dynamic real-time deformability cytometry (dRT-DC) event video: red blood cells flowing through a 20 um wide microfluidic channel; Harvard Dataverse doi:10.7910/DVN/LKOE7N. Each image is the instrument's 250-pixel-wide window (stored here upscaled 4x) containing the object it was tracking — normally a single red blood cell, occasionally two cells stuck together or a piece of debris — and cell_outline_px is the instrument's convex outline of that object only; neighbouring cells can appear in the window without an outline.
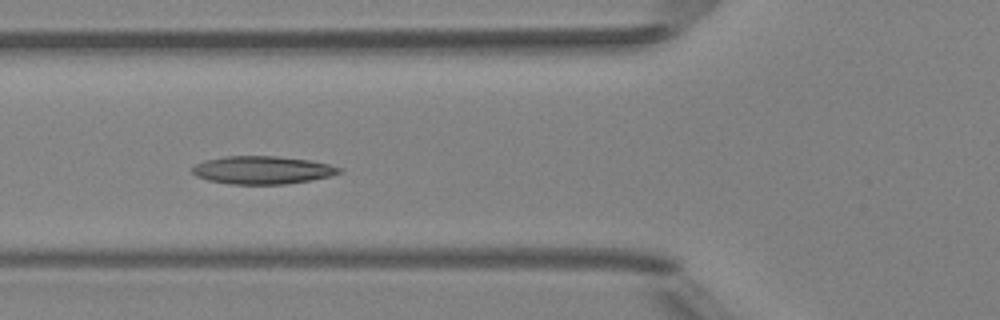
{"species": "Egyptian fruit bat (a non-hibernating species)", "species_latin": "Rousettus aegyptiacus", "temperature_condition": "room temperature", "stored_images_in_passage": 6, "camera_frame_rate_fps": 3000, "um_per_image_px": 0.085, "animal": {"sex": "female"}, "frame": {"image": 1, "passage_image": 5, "time_ms": 5.333, "image_size_px": [1000, 320], "cell_outline_px": [[344, 172], [332, 176], [284, 184], [232, 184], [208, 180], [196, 176], [192, 172], [192, 168], [196, 164], [204, 160], [224, 156], [276, 156], [308, 160], [328, 164], [340, 168]], "centroid_in_image_um": [22.29, 14.45], "position_along_channel_um": 103.5, "area_um2": 23.81}}
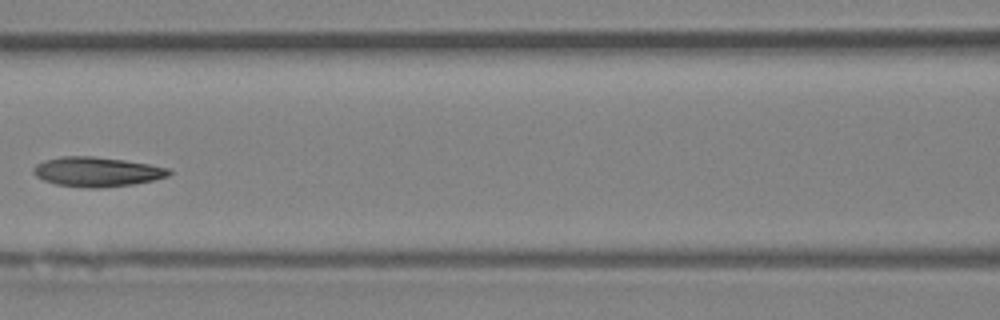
{"frame": {"image": 2, "passage_image": 6, "time_ms": 6.667, "image_size_px": [1000, 320], "cell_outline_px": [[172, 172], [168, 176], [152, 180], [132, 184], [100, 188], [88, 188], [56, 184], [44, 180], [36, 176], [32, 172], [32, 168], [36, 164], [44, 160], [60, 156], [92, 156], [124, 160], [172, 168]], "centroid_in_image_um": [8.22, 14.59], "position_along_channel_um": 158.4, "area_um2": 23.41}}